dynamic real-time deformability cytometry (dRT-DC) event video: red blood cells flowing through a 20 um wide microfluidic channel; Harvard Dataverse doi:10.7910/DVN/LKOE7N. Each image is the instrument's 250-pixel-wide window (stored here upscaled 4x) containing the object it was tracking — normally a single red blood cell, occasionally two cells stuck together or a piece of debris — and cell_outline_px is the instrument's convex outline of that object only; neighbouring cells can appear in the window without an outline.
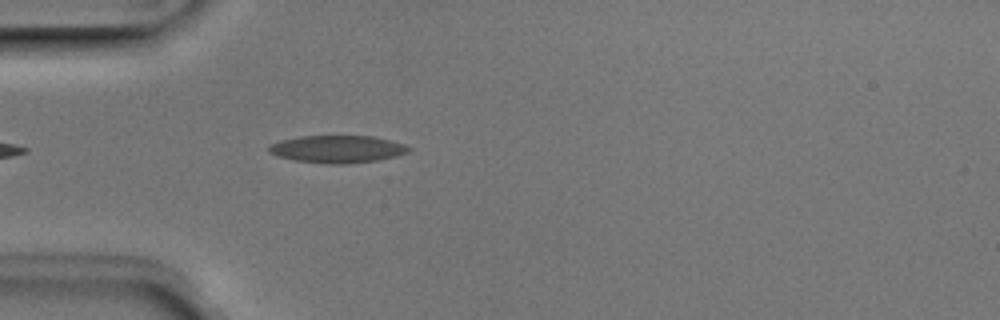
{"species": "Egyptian fruit bat (a non-hibernating species)", "species_latin": "Rousettus aegyptiacus", "temperature_condition": "room temperature", "stored_images_in_passage": 36, "camera_frame_rate_fps": 3000, "um_per_image_px": 0.085, "animal": {"sex": "male"}, "frame": {"image": 1, "passage_image": 2, "time_ms": 0.333, "image_size_px": [1000, 320], "cell_outline_px": [[412, 148], [408, 152], [396, 156], [376, 160], [344, 164], [328, 164], [296, 160], [280, 156], [268, 152], [268, 144], [280, 140], [300, 136], [372, 136], [404, 144]], "centroid_in_image_um": [28.65, 12.67], "position_along_channel_um": 56.3, "area_um2": 22.2}}
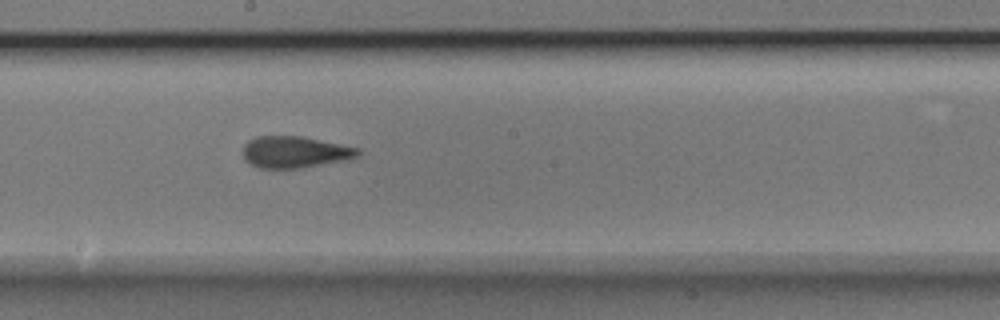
{"frame": {"image": 2, "passage_image": 15, "time_ms": 4.667, "image_size_px": [1000, 320], "cell_outline_px": [[360, 152], [356, 156], [344, 160], [300, 168], [260, 168], [244, 160], [244, 144], [248, 140], [256, 136], [300, 136], [360, 148]], "centroid_in_image_um": [25.03, 12.92], "position_along_channel_um": 223.2, "area_um2": 20.92}}
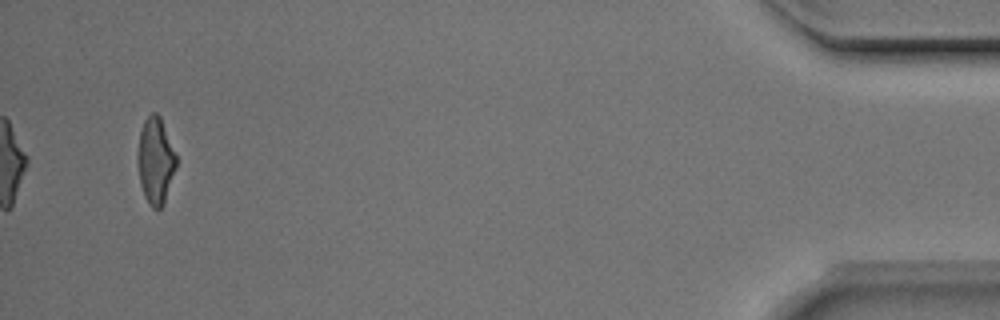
{"frame": {"image": 3, "passage_image": 36, "time_ms": 11.667, "image_size_px": [1000, 320], "cell_outline_px": [[176, 168], [164, 204], [160, 208], [152, 208], [148, 204], [144, 196], [140, 184], [136, 156], [140, 132], [144, 120], [152, 112], [156, 112], [160, 116], [176, 156]], "centroid_in_image_um": [13.2, 13.68], "position_along_channel_um": 422.0, "area_um2": 19.48}, "authors_computed_cell_mechanics": {"area_um2": 21.0681, "velocity_mm_per_s": 3.9703, "shape_relaxation_time_tau1_ms": 5.6091, "shape_relaxation_time_tau2_ms": 1.5717, "deformation_change_tau1": 0.1632, "deformation_change_tau2": 0.0906}}